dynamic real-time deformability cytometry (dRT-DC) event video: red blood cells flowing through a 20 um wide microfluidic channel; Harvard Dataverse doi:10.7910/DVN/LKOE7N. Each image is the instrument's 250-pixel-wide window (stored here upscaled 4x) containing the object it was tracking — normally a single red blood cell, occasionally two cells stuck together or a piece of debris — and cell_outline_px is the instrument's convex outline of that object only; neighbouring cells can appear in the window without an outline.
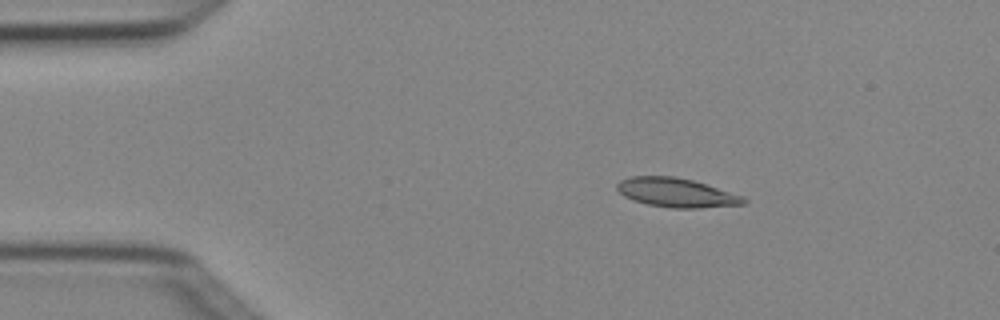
{"species": "Egyptian fruit bat (a non-hibernating species)", "species_latin": "Rousettus aegyptiacus", "temperature_condition": "cold", "stored_images_in_passage": 5, "camera_frame_rate_fps": 3000, "um_per_image_px": 0.085, "animal": {"sex": "female"}, "frame": {"image": 1, "passage_image": 1, "time_ms": 0.0, "image_size_px": [1000, 320], "cell_outline_px": [[748, 200], [744, 204], [700, 208], [672, 208], [648, 204], [632, 200], [624, 196], [616, 188], [616, 184], [620, 180], [632, 176], [676, 176], [692, 180], [744, 196]], "centroid_in_image_um": [57.48, 16.37], "position_along_channel_um": 27.5, "area_um2": 21.44}}
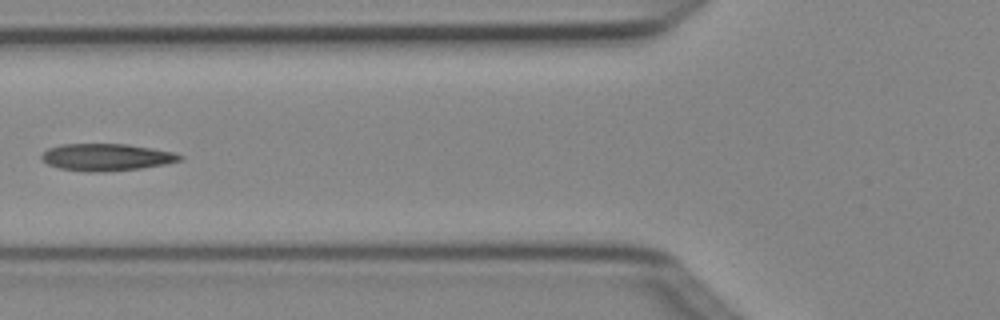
{"frame": {"image": 2, "passage_image": 4, "time_ms": 1.0, "image_size_px": [1000, 320], "cell_outline_px": [[184, 160], [164, 164], [140, 168], [100, 172], [88, 172], [60, 168], [48, 164], [40, 156], [48, 148], [60, 144], [128, 144], [152, 148], [172, 152], [184, 156]], "centroid_in_image_um": [9.06, 13.35], "position_along_channel_um": 116.7, "area_um2": 21.73}}
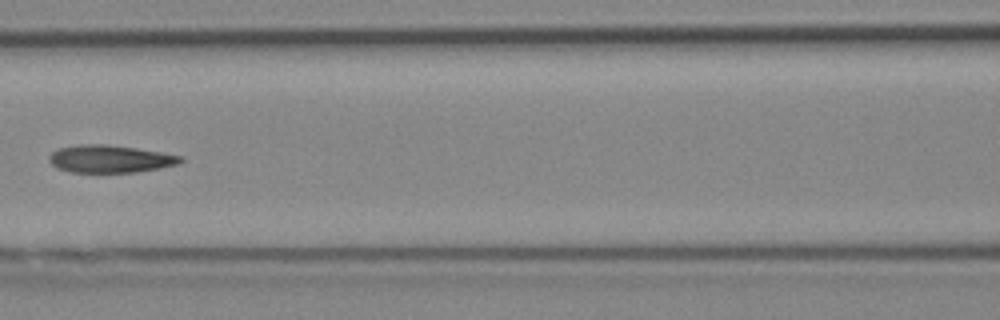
{"frame": {"image": 3, "passage_image": 5, "time_ms": 1.333, "image_size_px": [1000, 320], "cell_outline_px": [[184, 160], [180, 164], [160, 168], [136, 172], [68, 172], [56, 168], [48, 160], [48, 156], [52, 152], [60, 148], [80, 144], [108, 144], [136, 148], [184, 156]], "centroid_in_image_um": [9.37, 13.51], "position_along_channel_um": 157.2, "area_um2": 21.27}}